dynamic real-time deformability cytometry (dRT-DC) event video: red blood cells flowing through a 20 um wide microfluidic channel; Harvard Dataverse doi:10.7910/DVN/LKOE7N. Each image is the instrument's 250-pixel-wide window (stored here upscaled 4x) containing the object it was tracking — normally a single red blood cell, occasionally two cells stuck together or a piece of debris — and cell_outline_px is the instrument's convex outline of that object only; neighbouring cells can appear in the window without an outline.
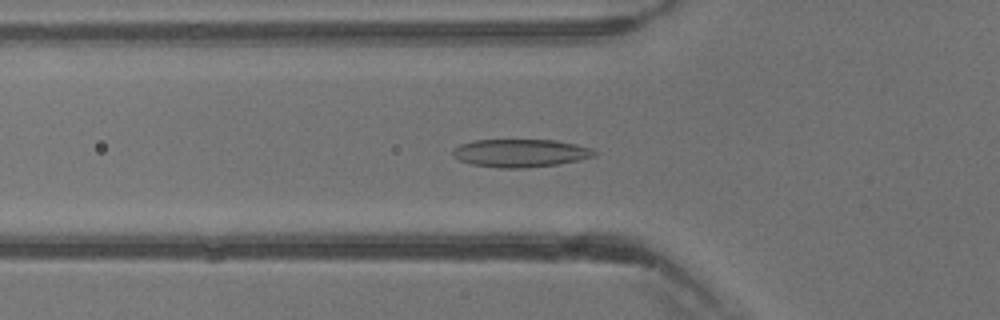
{"species": "common noctule bat (a hibernating species)", "species_latin": "Nyctalus noctula", "temperature_condition": "warm", "stored_images_in_passage": 40, "camera_frame_rate_fps": 3000, "um_per_image_px": 0.085, "animal": {"sex": "male", "body_mass_g": 13.3}, "frame": {"image": 1, "passage_image": 14, "time_ms": 4.333, "image_size_px": [1000, 320], "cell_outline_px": [[596, 156], [580, 160], [556, 164], [528, 168], [500, 168], [472, 164], [460, 160], [452, 156], [452, 148], [460, 144], [472, 140], [556, 140], [576, 144], [592, 148], [596, 152]], "centroid_in_image_um": [44.23, 13.01], "position_along_channel_um": 81.6, "area_um2": 23.24}}
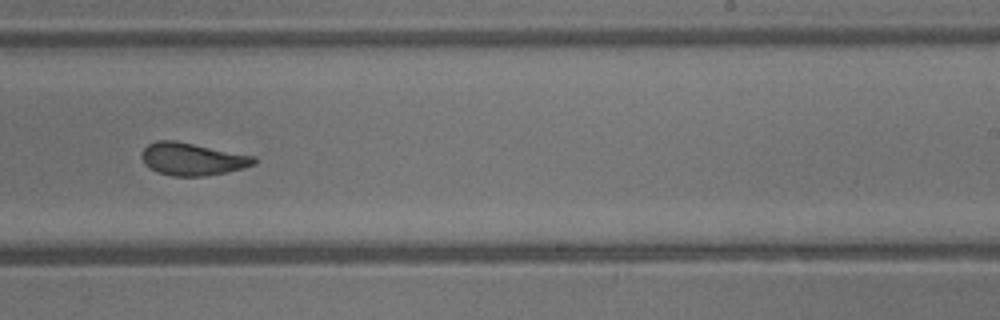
{"frame": {"image": 2, "passage_image": 25, "time_ms": 8.0, "image_size_px": [1000, 320], "cell_outline_px": [[256, 164], [224, 172], [204, 176], [172, 176], [156, 172], [144, 164], [140, 156], [140, 152], [148, 144], [156, 140], [176, 140], [256, 156]], "centroid_in_image_um": [16.3, 13.5], "position_along_channel_um": 272.7, "area_um2": 21.44}}
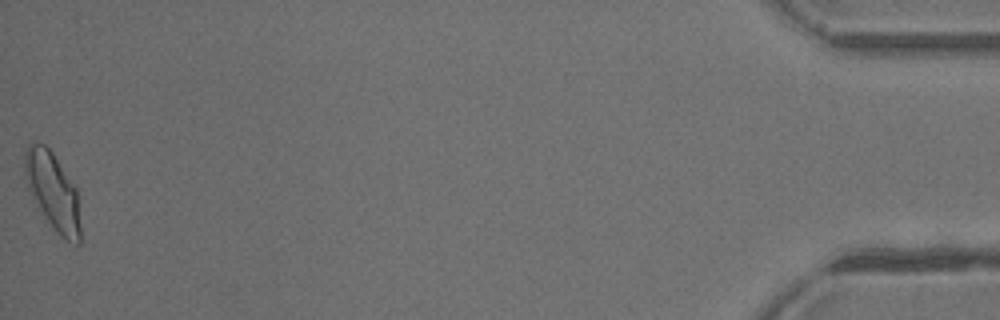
{"frame": {"image": 3, "passage_image": 40, "time_ms": 13.0, "image_size_px": [1000, 320], "cell_outline_px": [[80, 244], [76, 244], [64, 240], [56, 232], [36, 208], [32, 200], [28, 188], [24, 172], [24, 152], [28, 144], [36, 140], [44, 144], [52, 152], [76, 188], [80, 228]], "centroid_in_image_um": [4.44, 16.26], "position_along_channel_um": 430.8, "area_um2": 25.43}}